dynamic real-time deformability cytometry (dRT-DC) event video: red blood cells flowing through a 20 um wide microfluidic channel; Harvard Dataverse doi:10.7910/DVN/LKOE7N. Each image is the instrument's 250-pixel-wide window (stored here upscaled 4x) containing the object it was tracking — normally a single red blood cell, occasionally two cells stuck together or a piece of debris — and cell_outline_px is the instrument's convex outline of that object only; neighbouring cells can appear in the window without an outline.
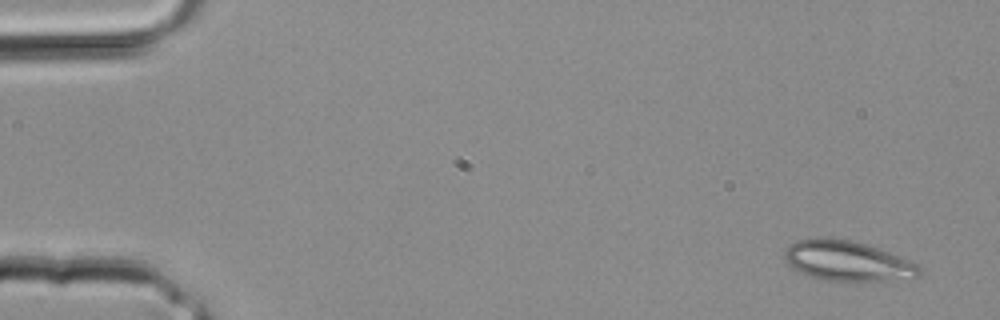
{"species": "common noctule bat (a hibernating species)", "species_latin": "Nyctalus noctula", "temperature_condition": "room temperature", "stored_images_in_passage": 2, "camera_frame_rate_fps": 3000, "um_per_image_px": 0.085, "animal": {"sex": "male", "body_mass_g": 20.4}, "frame": {"image": 1, "passage_image": 1, "time_ms": 0.0, "image_size_px": [1000, 320], "cell_outline_px": [[924, 268], [920, 276], [912, 280], [824, 280], [800, 272], [792, 268], [788, 264], [784, 256], [784, 252], [796, 240], [848, 240], [868, 244], [880, 248], [908, 260]], "centroid_in_image_um": [72.14, 22.22], "position_along_channel_um": 12.9, "area_um2": 30.92}}